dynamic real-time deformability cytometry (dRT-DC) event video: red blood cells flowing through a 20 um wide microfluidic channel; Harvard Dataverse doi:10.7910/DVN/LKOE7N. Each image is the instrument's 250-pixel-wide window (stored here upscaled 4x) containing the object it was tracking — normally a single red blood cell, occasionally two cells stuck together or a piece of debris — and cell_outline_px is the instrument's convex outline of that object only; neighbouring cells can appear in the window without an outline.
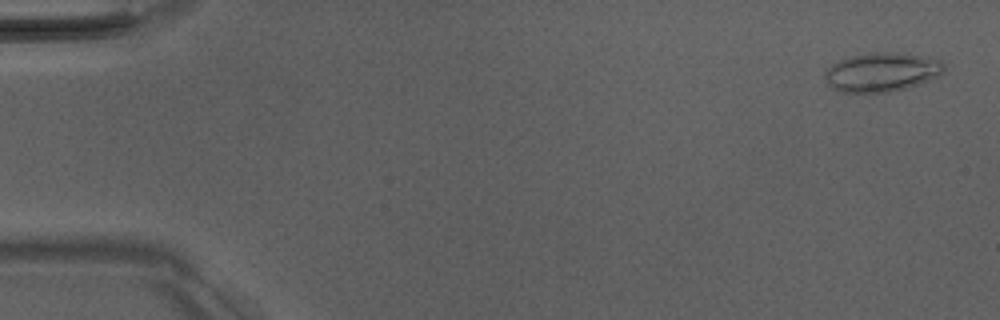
{"species": "Egyptian fruit bat (a non-hibernating species)", "species_latin": "Rousettus aegyptiacus", "temperature_condition": "room temperature", "stored_images_in_passage": 4, "camera_frame_rate_fps": 3000, "um_per_image_px": 0.085, "animal": {"sex": "male"}, "frame": {"image": 1, "passage_image": 1, "time_ms": 0.0, "image_size_px": [1000, 320], "cell_outline_px": [[944, 72], [940, 76], [920, 84], [888, 92], [840, 92], [832, 88], [828, 84], [824, 76], [824, 68], [840, 60], [852, 56], [868, 52], [888, 52], [920, 56], [940, 60], [944, 64]], "centroid_in_image_um": [74.92, 6.13], "position_along_channel_um": 10.1, "area_um2": 27.11}}